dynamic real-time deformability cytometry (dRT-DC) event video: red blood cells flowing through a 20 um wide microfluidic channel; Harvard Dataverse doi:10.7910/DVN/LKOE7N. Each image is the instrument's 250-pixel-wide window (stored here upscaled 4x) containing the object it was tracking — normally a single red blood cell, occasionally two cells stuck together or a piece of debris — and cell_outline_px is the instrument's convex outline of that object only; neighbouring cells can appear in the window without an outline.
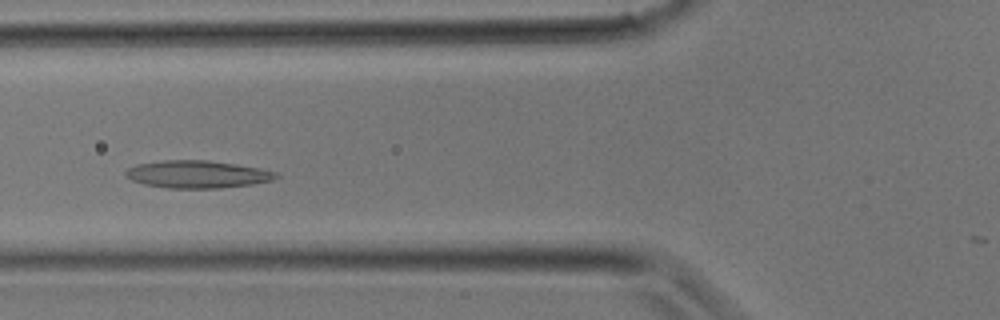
{"species": "common noctule bat (a hibernating species)", "species_latin": "Nyctalus noctula", "temperature_condition": "room temperature", "stored_images_in_passage": 20, "camera_frame_rate_fps": 3000, "um_per_image_px": 0.085, "animal": {"sex": "male", "body_mass_g": 17.9}, "frame": {"image": 1, "passage_image": 3, "time_ms": 0.667, "image_size_px": [1000, 320], "cell_outline_px": [[280, 176], [272, 180], [252, 184], [220, 188], [168, 188], [144, 184], [132, 180], [124, 176], [124, 172], [128, 168], [136, 164], [164, 160], [208, 160], [236, 164], [276, 172]], "centroid_in_image_um": [16.73, 14.81], "position_along_channel_um": 109.1, "area_um2": 24.04}}
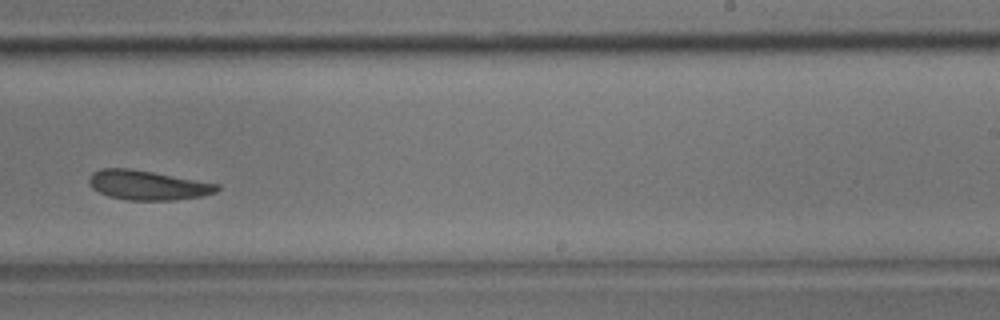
{"frame": {"image": 2, "passage_image": 11, "time_ms": 3.333, "image_size_px": [1000, 320], "cell_outline_px": [[220, 188], [216, 192], [204, 196], [172, 200], [128, 200], [108, 196], [92, 188], [88, 180], [88, 176], [92, 172], [100, 168], [128, 168], [152, 172], [220, 184]], "centroid_in_image_um": [12.54, 15.74], "position_along_channel_um": 276.5, "area_um2": 22.02}}
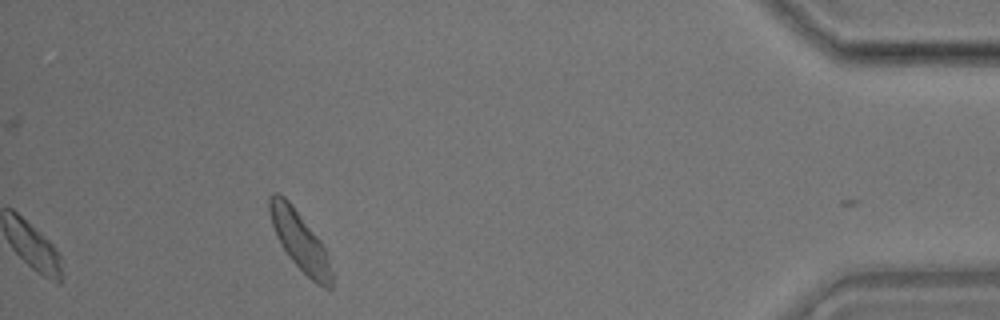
{"frame": {"image": 3, "passage_image": 20, "time_ms": 6.333, "image_size_px": [1000, 320], "cell_outline_px": [[332, 288], [324, 288], [316, 284], [292, 260], [276, 236], [272, 224], [268, 208], [268, 196], [276, 192], [284, 196], [292, 204], [324, 244], [332, 272]], "centroid_in_image_um": [25.49, 20.45], "position_along_channel_um": 409.7, "area_um2": 21.21}}